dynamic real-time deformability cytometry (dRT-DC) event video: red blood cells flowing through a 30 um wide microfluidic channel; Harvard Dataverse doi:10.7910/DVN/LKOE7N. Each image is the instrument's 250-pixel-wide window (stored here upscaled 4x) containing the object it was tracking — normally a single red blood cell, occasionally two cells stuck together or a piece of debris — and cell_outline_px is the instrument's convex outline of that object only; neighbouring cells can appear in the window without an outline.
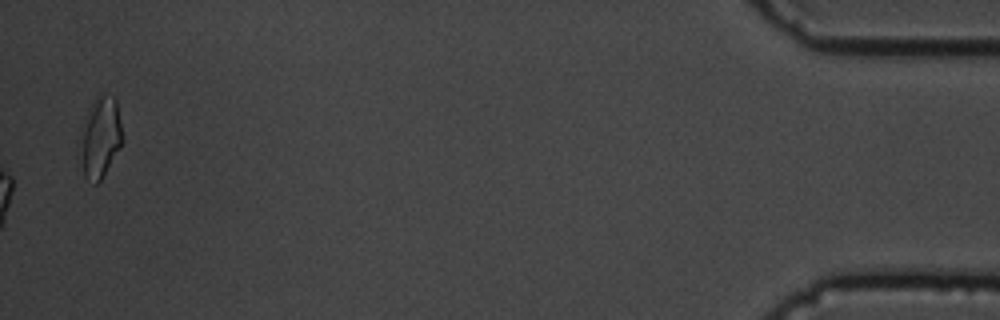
{"species": "common noctule bat (a hibernating species)", "species_latin": "Nyctalus noctula", "temperature_condition": "cold", "stored_images_in_passage": 50, "camera_frame_rate_fps": 3000, "um_per_image_px": 0.085, "animal": {"sex": "male", "body_mass_g": 19.5, "forearm_length_mm": 54.6}, "frame": {"image": 1, "passage_image": 50, "time_ms": 16.333, "image_size_px": [1000, 320], "cell_outline_px": [[124, 140], [120, 148], [100, 180], [96, 184], [92, 184], [84, 176], [76, 144], [80, 124], [96, 92], [104, 92], [116, 96]], "centroid_in_image_um": [8.46, 11.58], "position_along_channel_um": 426.7, "area_um2": 21.44}, "authors_computed_cell_mechanics": {"area_um2": 18.3226, "velocity_mm_per_s": 3.5782, "shape_relaxation_time_tau1_ms": 8.4848, "shape_relaxation_time_tau2_ms": 6.4917, "deformation_change_tau1": 0.2173, "deformation_change_tau2": 0.1593}}